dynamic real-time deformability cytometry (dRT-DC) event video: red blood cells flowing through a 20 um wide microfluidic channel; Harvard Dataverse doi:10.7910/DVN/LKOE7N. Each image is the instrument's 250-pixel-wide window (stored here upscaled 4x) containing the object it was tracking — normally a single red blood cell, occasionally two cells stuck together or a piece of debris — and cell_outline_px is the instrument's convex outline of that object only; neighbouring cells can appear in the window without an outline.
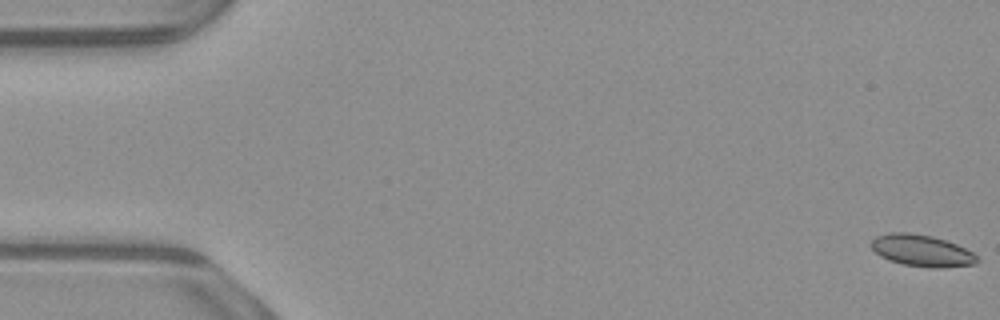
{"species": "common noctule bat (a hibernating species)", "species_latin": "Nyctalus noctula", "temperature_condition": "warm", "stored_images_in_passage": 54, "camera_frame_rate_fps": 3000, "um_per_image_px": 0.085, "animal": {"sex": "male", "body_mass_g": 23.1, "forearm_length_mm": 52.7}, "frame": {"image": 1, "passage_image": 1, "time_ms": 0.0, "image_size_px": [1000, 320], "cell_outline_px": [[980, 260], [976, 264], [944, 268], [928, 268], [904, 264], [888, 260], [880, 256], [868, 244], [876, 236], [892, 232], [908, 232], [932, 236], [956, 244], [972, 252]], "centroid_in_image_um": [78.34, 21.31], "position_along_channel_um": 6.7, "area_um2": 19.65}}
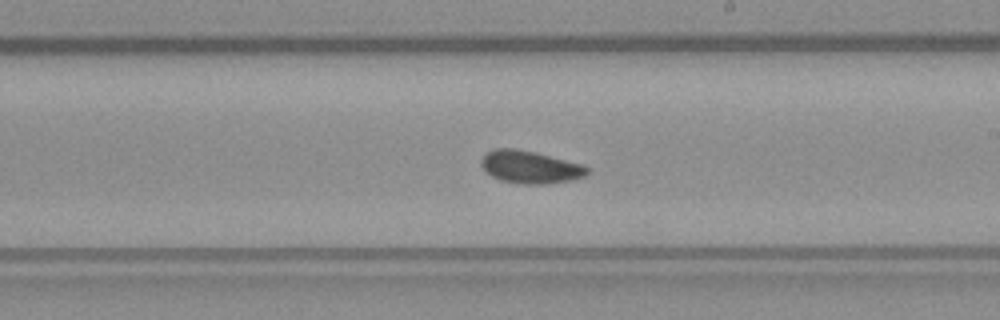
{"frame": {"image": 2, "passage_image": 31, "time_ms": 10.0, "image_size_px": [1000, 320], "cell_outline_px": [[588, 172], [584, 176], [572, 180], [548, 184], [520, 184], [500, 180], [492, 176], [480, 164], [480, 160], [484, 152], [492, 148], [516, 148], [536, 152], [584, 164], [588, 168]], "centroid_in_image_um": [45.04, 14.18], "position_along_channel_um": 244.0, "area_um2": 20.46}}
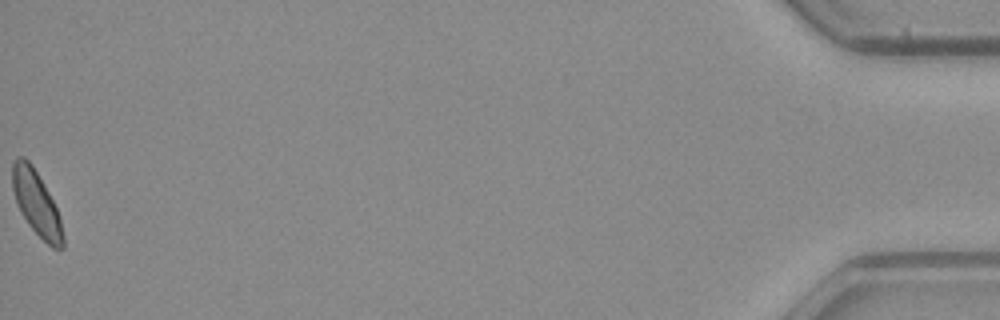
{"frame": {"image": 3, "passage_image": 54, "time_ms": 17.667, "image_size_px": [1000, 320], "cell_outline_px": [[64, 248], [52, 248], [28, 224], [20, 212], [16, 204], [12, 188], [12, 164], [16, 156], [24, 156], [32, 164], [48, 192], [56, 208], [60, 220], [64, 236]], "centroid_in_image_um": [3.07, 17.25], "position_along_channel_um": 432.1, "area_um2": 18.9}, "authors_computed_cell_mechanics": {"area_um2": 19.6231, "velocity_mm_per_s": 3.8894, "shape_relaxation_time_tau1_ms": null, "shape_relaxation_time_tau2_ms": 4.0989, "deformation_change_tau1": null, "deformation_change_tau2": 0.0899}}